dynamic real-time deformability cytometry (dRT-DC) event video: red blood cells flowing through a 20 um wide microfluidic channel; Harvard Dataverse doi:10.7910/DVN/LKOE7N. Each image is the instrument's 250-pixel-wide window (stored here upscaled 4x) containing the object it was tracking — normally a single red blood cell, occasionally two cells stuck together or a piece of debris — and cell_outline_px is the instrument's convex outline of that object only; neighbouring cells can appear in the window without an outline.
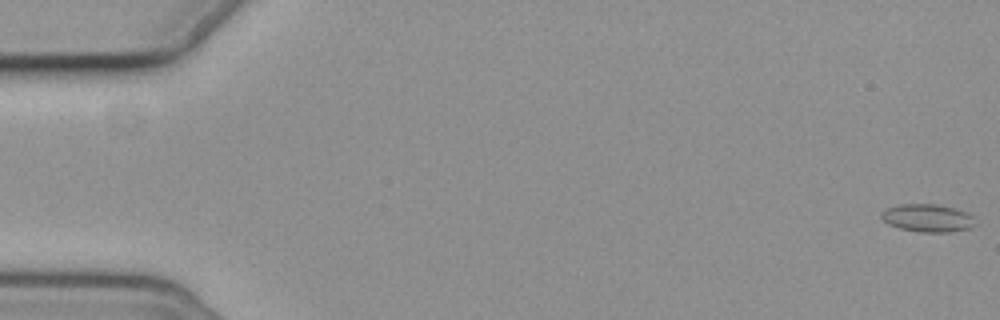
{"species": "common noctule bat (a hibernating species)", "species_latin": "Nyctalus noctula", "temperature_condition": "cold", "stored_images_in_passage": 5, "camera_frame_rate_fps": 3000, "um_per_image_px": 0.085, "animal": {"sex": "female", "body_mass_g": 19.3, "forearm_length_mm": 54.1}, "frame": {"image": 1, "passage_image": 1, "time_ms": 0.0, "image_size_px": [1000, 320], "cell_outline_px": [[972, 216], [968, 228], [948, 232], [920, 232], [900, 228], [888, 224], [880, 216], [880, 212], [888, 208], [900, 204], [936, 204], [956, 208], [968, 212]], "centroid_in_image_um": [78.77, 18.51], "position_along_channel_um": 6.2, "area_um2": 14.91}}
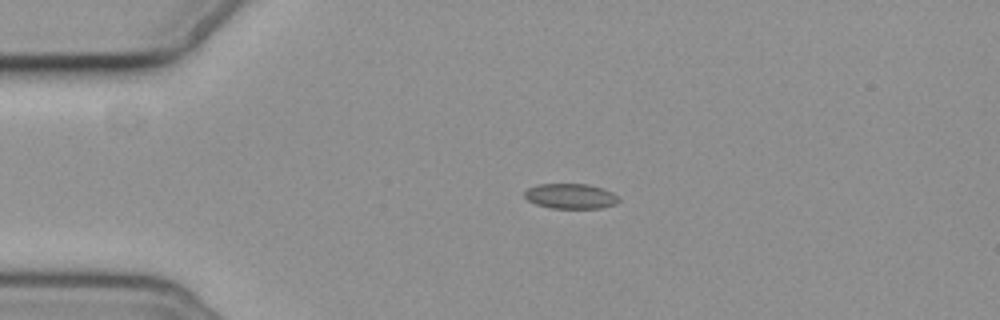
{"frame": {"image": 2, "passage_image": 4, "time_ms": 4.333, "image_size_px": [1000, 320], "cell_outline_px": [[620, 200], [616, 204], [600, 208], [552, 208], [536, 204], [528, 200], [524, 196], [524, 192], [528, 188], [540, 184], [588, 184], [604, 188], [612, 192]], "centroid_in_image_um": [48.51, 16.67], "position_along_channel_um": 36.5, "area_um2": 13.76}}